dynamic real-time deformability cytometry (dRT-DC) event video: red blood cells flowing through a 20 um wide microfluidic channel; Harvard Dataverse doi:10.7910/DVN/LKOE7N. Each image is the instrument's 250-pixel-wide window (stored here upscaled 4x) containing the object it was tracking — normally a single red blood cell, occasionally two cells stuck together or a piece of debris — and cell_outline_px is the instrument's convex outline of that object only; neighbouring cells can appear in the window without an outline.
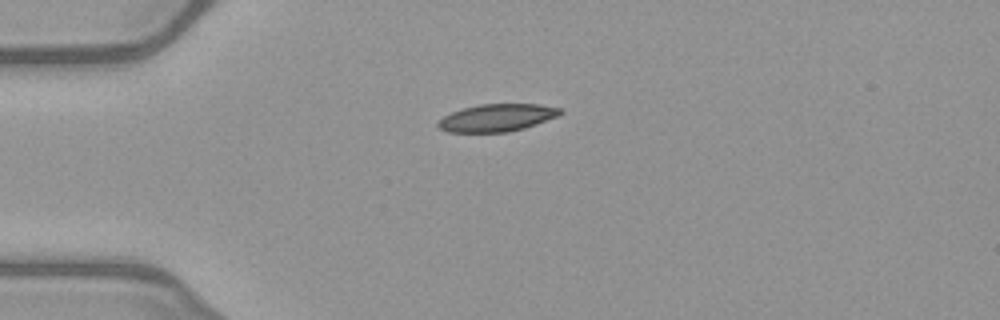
{"species": "common noctule bat (a hibernating species)", "species_latin": "Nyctalus noctula", "temperature_condition": "warm", "stored_images_in_passage": 39, "camera_frame_rate_fps": 3000, "um_per_image_px": 0.085, "animal": {"sex": "female", "body_mass_g": 21.9}, "frame": {"image": 1, "passage_image": 1, "time_ms": 0.0, "image_size_px": [1000, 320], "cell_outline_px": [[564, 112], [556, 116], [536, 124], [524, 128], [508, 132], [448, 132], [440, 128], [436, 124], [444, 116], [452, 112], [464, 108], [480, 104], [540, 104], [560, 108]], "centroid_in_image_um": [42.25, 10.0], "position_along_channel_um": 42.8, "area_um2": 19.36}}
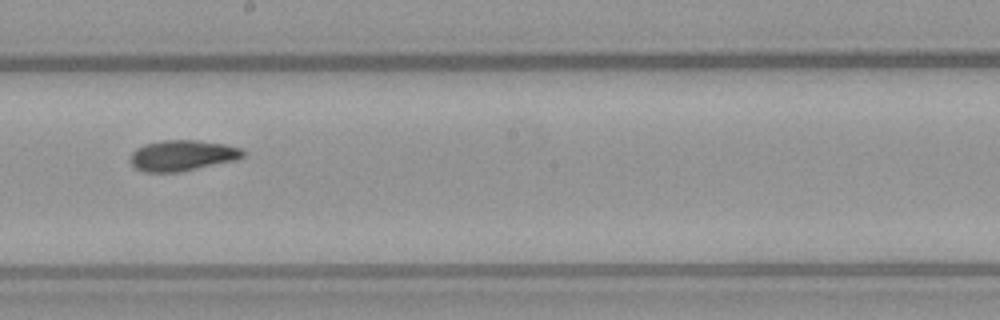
{"frame": {"image": 2, "passage_image": 17, "time_ms": 5.333, "image_size_px": [1000, 320], "cell_outline_px": [[244, 156], [236, 160], [180, 172], [144, 172], [136, 168], [128, 160], [132, 152], [136, 148], [144, 144], [164, 140], [196, 140], [224, 144], [240, 148], [244, 152]], "centroid_in_image_um": [15.46, 13.22], "position_along_channel_um": 232.7, "area_um2": 20.23}}
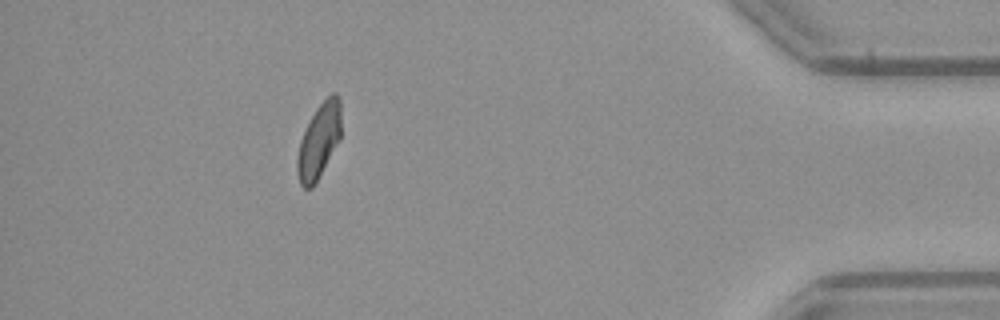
{"frame": {"image": 3, "passage_image": 34, "time_ms": 11.0, "image_size_px": [1000, 320], "cell_outline_px": [[340, 136], [312, 188], [304, 188], [300, 184], [296, 172], [296, 160], [300, 140], [316, 108], [332, 92], [336, 92], [340, 100]], "centroid_in_image_um": [27.08, 11.96], "position_along_channel_um": 408.1, "area_um2": 18.5}, "authors_computed_cell_mechanics": {"area_um2": 19.8254, "velocity_mm_per_s": 4.0356, "shape_relaxation_time_tau1_ms": 11.046, "shape_relaxation_time_tau2_ms": 4.1854, "deformation_change_tau1": 0.21, "deformation_change_tau2": 0.096}}